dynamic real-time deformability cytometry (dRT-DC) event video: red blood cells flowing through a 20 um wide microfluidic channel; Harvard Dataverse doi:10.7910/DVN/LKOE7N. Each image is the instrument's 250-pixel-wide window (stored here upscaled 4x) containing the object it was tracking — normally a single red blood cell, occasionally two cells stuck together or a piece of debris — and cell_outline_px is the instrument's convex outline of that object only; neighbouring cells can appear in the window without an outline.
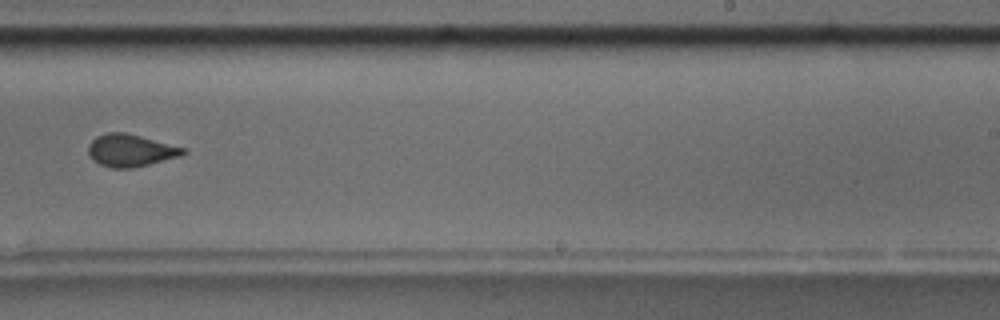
{"species": "common noctule bat (a hibernating species)", "species_latin": "Nyctalus noctula", "temperature_condition": "room temperature", "stored_images_in_passage": 16, "camera_frame_rate_fps": 3000, "um_per_image_px": 0.085, "animal": {"sex": "male", "body_mass_g": 17.5, "forearm_length_mm": 52.3}, "frame": {"image": 1, "passage_image": 10, "time_ms": 11.333, "image_size_px": [1000, 320], "cell_outline_px": [[188, 152], [180, 156], [132, 168], [112, 168], [100, 164], [92, 160], [88, 156], [88, 144], [96, 136], [108, 132], [124, 132], [140, 136], [184, 148]], "centroid_in_image_um": [11.04, 12.79], "position_along_channel_um": 278.0, "area_um2": 17.74}, "authors_computed_cell_mechanics": {"area_um2": 18.207, "velocity_mm_per_s": 3.5545, "shape_relaxation_time_tau1_ms": 4.0992, "shape_relaxation_time_tau2_ms": 1.2952, "deformation_change_tau1": 0.1136, "deformation_change_tau2": 0.0319}}